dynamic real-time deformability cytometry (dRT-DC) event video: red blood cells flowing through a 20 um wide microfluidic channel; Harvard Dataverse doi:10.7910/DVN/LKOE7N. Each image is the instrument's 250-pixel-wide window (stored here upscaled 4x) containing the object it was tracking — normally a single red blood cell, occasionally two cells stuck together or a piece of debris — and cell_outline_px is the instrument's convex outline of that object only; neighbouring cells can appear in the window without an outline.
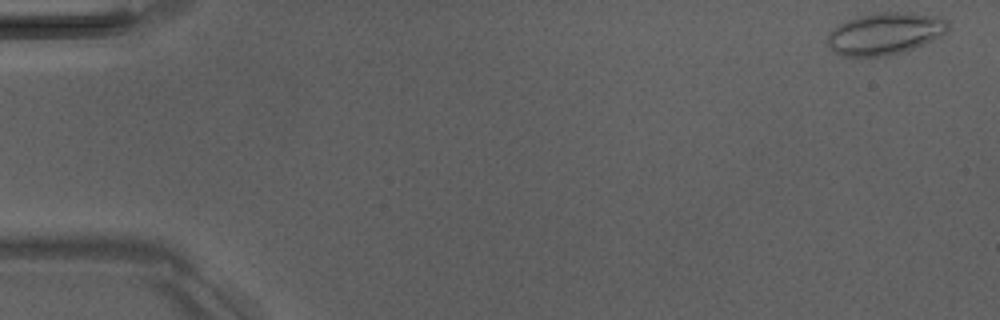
{"species": "Egyptian fruit bat (a non-hibernating species)", "species_latin": "Rousettus aegyptiacus", "temperature_condition": "room temperature", "stored_images_in_passage": 5, "camera_frame_rate_fps": 3000, "um_per_image_px": 0.085, "animal": {"sex": "male"}, "frame": {"image": 1, "passage_image": 1, "time_ms": 0.0, "image_size_px": [1000, 320], "cell_outline_px": [[948, 28], [940, 36], [932, 40], [912, 48], [900, 52], [884, 56], [844, 56], [836, 52], [828, 44], [828, 32], [840, 24], [848, 20], [860, 16], [876, 12], [908, 12], [948, 20]], "centroid_in_image_um": [75.19, 2.85], "position_along_channel_um": 9.8, "area_um2": 28.78}}